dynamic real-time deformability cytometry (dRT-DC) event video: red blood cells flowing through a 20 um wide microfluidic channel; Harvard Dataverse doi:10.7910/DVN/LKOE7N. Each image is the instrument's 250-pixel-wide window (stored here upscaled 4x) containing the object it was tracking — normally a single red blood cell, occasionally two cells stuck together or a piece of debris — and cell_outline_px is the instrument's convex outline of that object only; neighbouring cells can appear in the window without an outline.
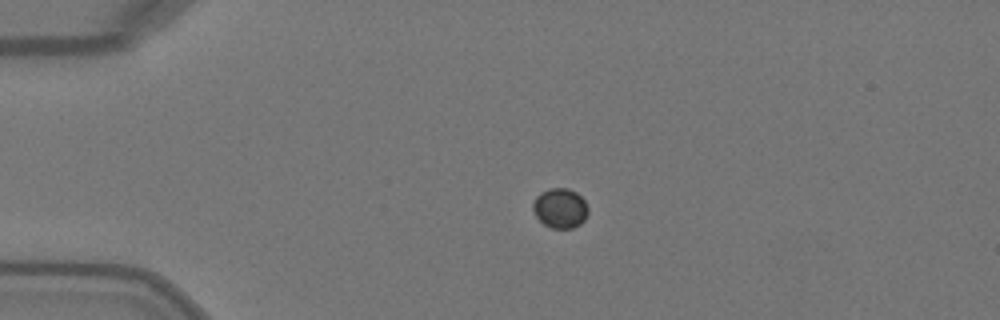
{"species": "Egyptian fruit bat (a non-hibernating species)", "species_latin": "Rousettus aegyptiacus", "temperature_condition": "warm", "stored_images_in_passage": 40, "camera_frame_rate_fps": 3000, "um_per_image_px": 0.085, "animal": {"sex": "female"}, "frame": {"image": 1, "passage_image": 1, "time_ms": 0.0, "image_size_px": [1000, 320], "cell_outline_px": [[588, 212], [584, 220], [580, 224], [572, 228], [552, 228], [544, 224], [536, 216], [532, 208], [532, 204], [536, 196], [540, 192], [552, 188], [568, 188], [576, 192], [584, 200], [588, 208]], "centroid_in_image_um": [47.61, 17.69], "position_along_channel_um": 37.4, "area_um2": 12.77}}
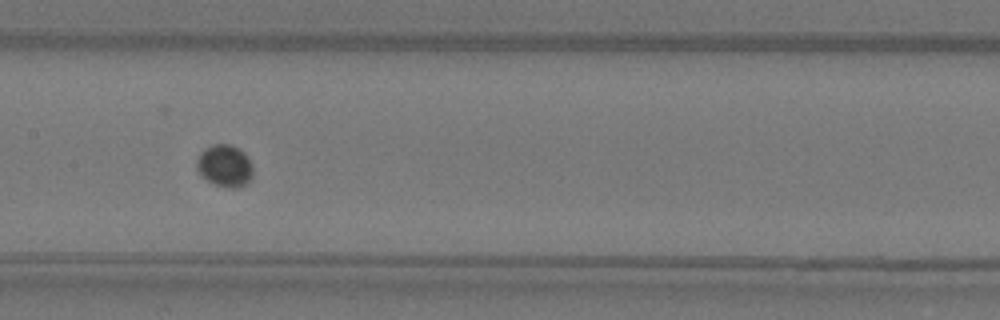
{"frame": {"image": 2, "passage_image": 15, "time_ms": 4.667, "image_size_px": [1000, 320], "cell_outline_px": [[252, 176], [248, 184], [240, 188], [228, 188], [216, 184], [200, 176], [196, 168], [196, 160], [200, 152], [204, 148], [212, 144], [232, 144], [240, 148], [244, 152], [252, 168]], "centroid_in_image_um": [19.09, 14.09], "position_along_channel_um": 188.3, "area_um2": 14.05}}
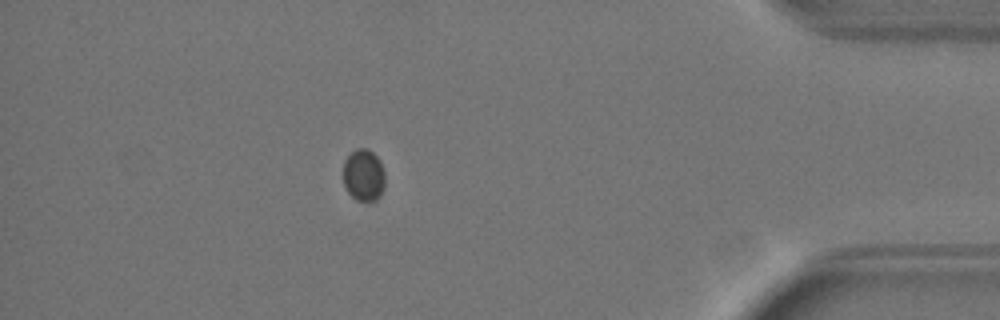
{"frame": {"image": 3, "passage_image": 34, "time_ms": 11.0, "image_size_px": [1000, 320], "cell_outline_px": [[384, 188], [380, 196], [376, 200], [356, 200], [348, 192], [344, 184], [344, 160], [356, 148], [368, 148], [380, 160], [384, 168]], "centroid_in_image_um": [30.93, 14.87], "position_along_channel_um": 404.3, "area_um2": 12.66}}